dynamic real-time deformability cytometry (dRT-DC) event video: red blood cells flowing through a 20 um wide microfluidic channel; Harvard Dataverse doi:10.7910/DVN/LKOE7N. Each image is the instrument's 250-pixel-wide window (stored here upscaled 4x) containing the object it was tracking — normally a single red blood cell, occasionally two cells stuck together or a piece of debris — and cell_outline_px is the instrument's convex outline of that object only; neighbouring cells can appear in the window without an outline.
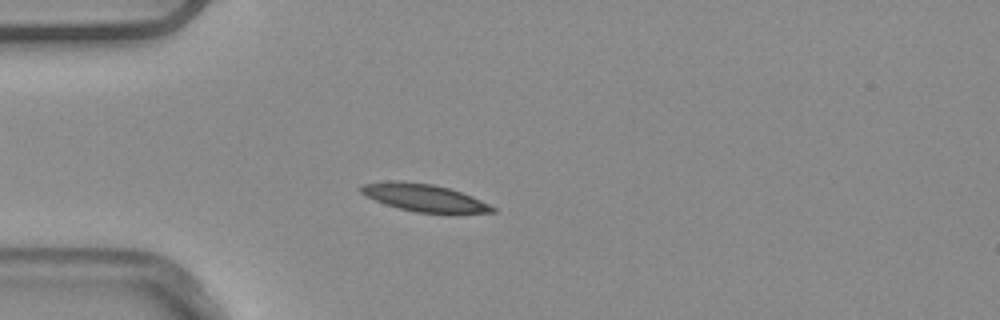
{"species": "common noctule bat (a hibernating species)", "species_latin": "Nyctalus noctula", "temperature_condition": "warm", "stored_images_in_passage": 50, "camera_frame_rate_fps": 3000, "um_per_image_px": 0.085, "animal": {"sex": "male", "body_mass_g": 20.4}, "frame": {"image": 1, "passage_image": 12, "time_ms": 3.667, "image_size_px": [1000, 320], "cell_outline_px": [[496, 212], [452, 216], [416, 212], [384, 204], [360, 192], [356, 188], [360, 184], [388, 180], [396, 180], [432, 184], [448, 188], [472, 196], [496, 208]], "centroid_in_image_um": [36.09, 16.84], "position_along_channel_um": 48.9, "area_um2": 21.85}}
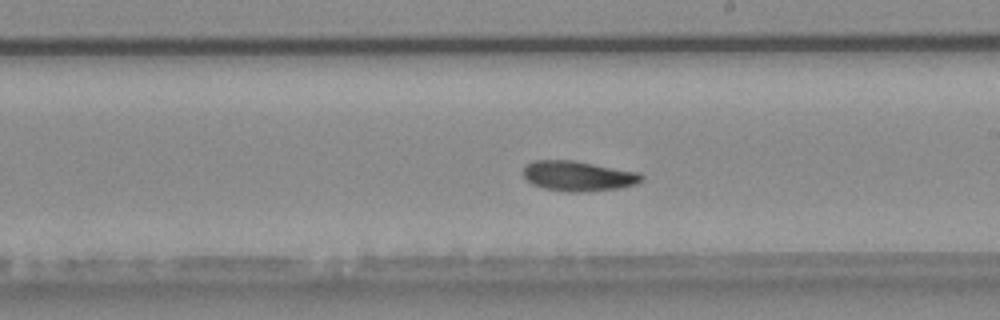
{"frame": {"image": 2, "passage_image": 28, "time_ms": 9.0, "image_size_px": [1000, 320], "cell_outline_px": [[644, 180], [636, 184], [616, 188], [580, 192], [568, 192], [544, 188], [532, 184], [524, 176], [524, 164], [532, 160], [572, 160], [640, 172], [644, 176]], "centroid_in_image_um": [49.14, 14.95], "position_along_channel_um": 239.9, "area_um2": 20.75}}
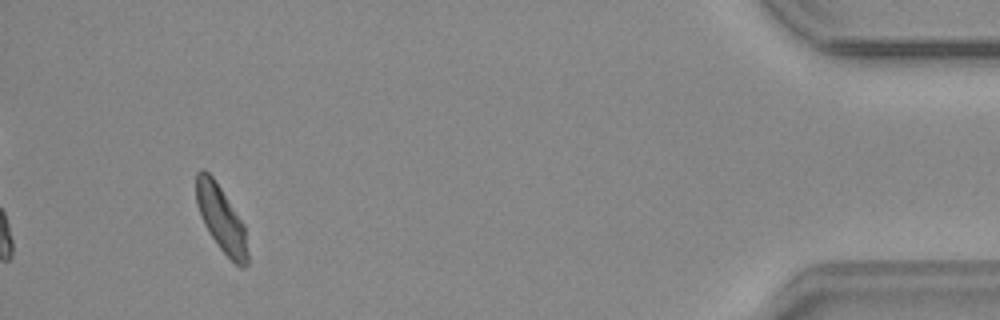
{"frame": {"image": 3, "passage_image": 47, "time_ms": 15.333, "image_size_px": [1000, 320], "cell_outline_px": [[248, 264], [244, 268], [240, 268], [220, 248], [204, 224], [200, 216], [196, 200], [196, 172], [200, 168], [204, 168], [212, 176], [244, 224], [248, 252]], "centroid_in_image_um": [18.8, 18.59], "position_along_channel_um": 416.4, "area_um2": 19.54}, "authors_computed_cell_mechanics": {"area_um2": 20.23, "velocity_mm_per_s": 3.8567, "shape_relaxation_time_tau1_ms": 10.0165, "shape_relaxation_time_tau2_ms": 4.3995, "deformation_change_tau1": 0.1846, "deformation_change_tau2": 0.1083}}